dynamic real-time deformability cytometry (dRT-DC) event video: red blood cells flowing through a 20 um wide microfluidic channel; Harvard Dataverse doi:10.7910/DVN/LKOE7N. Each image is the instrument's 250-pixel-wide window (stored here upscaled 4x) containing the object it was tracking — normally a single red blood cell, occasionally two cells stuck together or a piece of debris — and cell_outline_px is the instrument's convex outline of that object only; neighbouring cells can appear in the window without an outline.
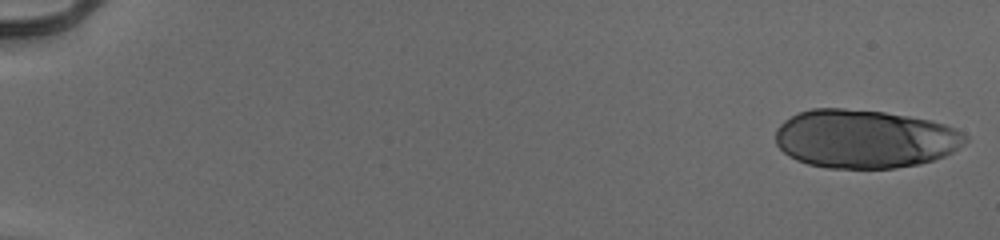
{"species": "human", "species_latin": "Homo sapiens", "temperature_condition": "cold", "stored_images_in_passage": 52, "camera_frame_rate_fps": 3000, "um_per_image_px": 0.085, "donor": {"sex": "male"}, "frame": {"image": 1, "passage_image": 1, "time_ms": 0.0, "image_size_px": [1000, 240], "cell_outline_px": [[968, 140], [964, 144], [952, 152], [944, 156], [920, 164], [896, 168], [828, 168], [808, 164], [796, 160], [788, 156], [776, 144], [776, 128], [784, 120], [800, 112], [812, 108], [844, 108], [884, 112], [932, 120], [944, 124], [968, 136]], "centroid_in_image_um": [73.49, 11.8], "position_along_channel_um": 11.5, "area_um2": 64.85}}
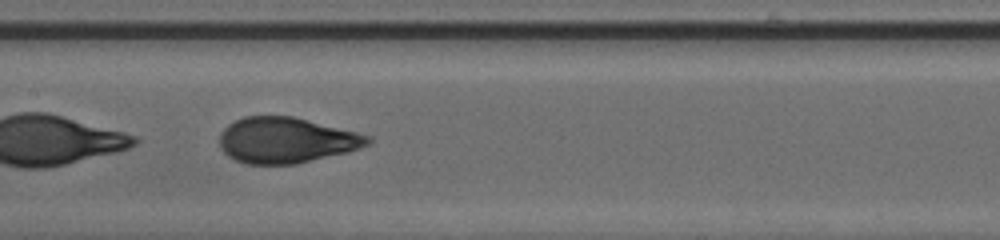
{"frame": {"image": 2, "passage_image": 29, "time_ms": 9.333, "image_size_px": [1000, 240], "cell_outline_px": [[372, 140], [368, 144], [348, 152], [296, 164], [244, 164], [228, 156], [220, 148], [220, 132], [228, 124], [244, 116], [292, 116], [372, 136]], "centroid_in_image_um": [24.3, 11.92], "position_along_channel_um": 183.1, "area_um2": 39.42}}
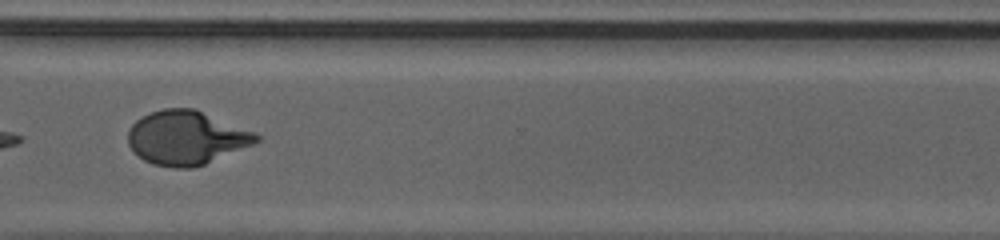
{"frame": {"image": 3, "passage_image": 42, "time_ms": 13.667, "image_size_px": [1000, 240], "cell_outline_px": [[260, 140], [252, 144], [204, 164], [192, 168], [176, 168], [152, 164], [144, 160], [128, 144], [128, 132], [132, 124], [136, 120], [152, 112], [164, 108], [196, 108], [256, 132], [260, 136]], "centroid_in_image_um": [15.85, 11.69], "position_along_channel_um": 354.7, "area_um2": 40.11}, "authors_computed_cell_mechanics": {"area_um2": 40.46, "velocity_mm_per_s": 3.9546, "shape_relaxation_time_tau1_ms": 4.5195, "shape_relaxation_time_tau2_ms": null, "deformation_change_tau1": 0.2056, "deformation_change_tau2": null}}